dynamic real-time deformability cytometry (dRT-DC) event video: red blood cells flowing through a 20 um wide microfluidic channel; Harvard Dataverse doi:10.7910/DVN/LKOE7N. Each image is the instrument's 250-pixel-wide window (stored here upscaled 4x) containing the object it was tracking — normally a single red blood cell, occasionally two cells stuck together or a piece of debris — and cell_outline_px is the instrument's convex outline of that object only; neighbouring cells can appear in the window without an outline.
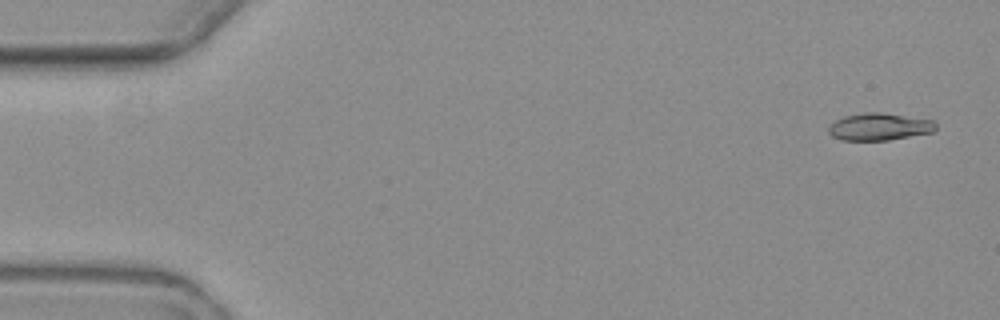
{"species": "common noctule bat (a hibernating species)", "species_latin": "Nyctalus noctula", "temperature_condition": "warm", "stored_images_in_passage": 5, "camera_frame_rate_fps": 3000, "um_per_image_px": 0.085, "animal": {"sex": "female", "body_mass_g": 19.3, "forearm_length_mm": 54.1}, "frame": {"image": 1, "passage_image": 1, "time_ms": 0.0, "image_size_px": [1000, 320], "cell_outline_px": [[936, 128], [932, 132], [888, 140], [844, 140], [832, 136], [828, 132], [828, 124], [844, 116], [864, 112], [880, 112], [932, 120], [936, 124]], "centroid_in_image_um": [74.7, 10.77], "position_along_channel_um": 10.3, "area_um2": 16.94}}
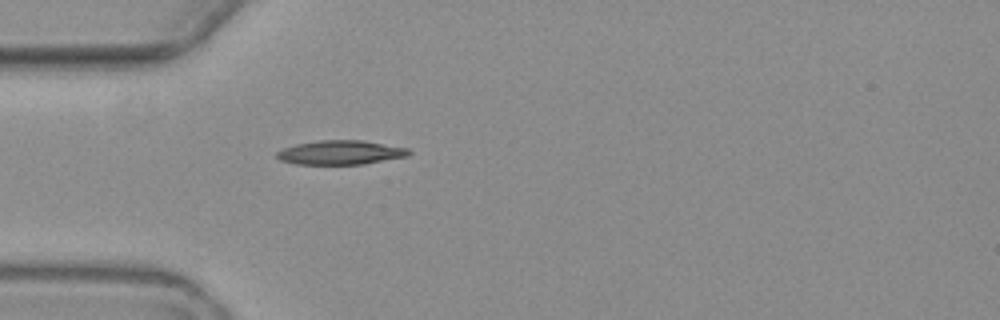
{"frame": {"image": 2, "passage_image": 5, "time_ms": 5.0, "image_size_px": [1000, 320], "cell_outline_px": [[412, 152], [408, 156], [364, 164], [296, 164], [280, 160], [276, 156], [276, 152], [284, 148], [296, 144], [320, 140], [364, 140], [408, 148]], "centroid_in_image_um": [28.97, 12.96], "position_along_channel_um": 56.0, "area_um2": 18.61}}